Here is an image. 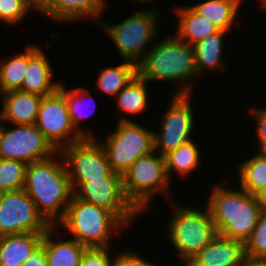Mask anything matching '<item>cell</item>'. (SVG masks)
Returning <instances> with one entry per match:
<instances>
[{
  "instance_id": "ba28073f",
  "label": "cell",
  "mask_w": 266,
  "mask_h": 266,
  "mask_svg": "<svg viewBox=\"0 0 266 266\" xmlns=\"http://www.w3.org/2000/svg\"><path fill=\"white\" fill-rule=\"evenodd\" d=\"M111 169L123 175L142 156L154 151V130L133 121L128 116L119 117L116 130L101 142Z\"/></svg>"
},
{
  "instance_id": "d590c367",
  "label": "cell",
  "mask_w": 266,
  "mask_h": 266,
  "mask_svg": "<svg viewBox=\"0 0 266 266\" xmlns=\"http://www.w3.org/2000/svg\"><path fill=\"white\" fill-rule=\"evenodd\" d=\"M21 266H48L47 255L44 247L40 245L37 249H35L27 258L26 262Z\"/></svg>"
},
{
  "instance_id": "d6986e66",
  "label": "cell",
  "mask_w": 266,
  "mask_h": 266,
  "mask_svg": "<svg viewBox=\"0 0 266 266\" xmlns=\"http://www.w3.org/2000/svg\"><path fill=\"white\" fill-rule=\"evenodd\" d=\"M44 234L19 233L0 237V265L21 266L41 245Z\"/></svg>"
},
{
  "instance_id": "7c38bea8",
  "label": "cell",
  "mask_w": 266,
  "mask_h": 266,
  "mask_svg": "<svg viewBox=\"0 0 266 266\" xmlns=\"http://www.w3.org/2000/svg\"><path fill=\"white\" fill-rule=\"evenodd\" d=\"M190 95H173L163 113L158 133L154 130V150L160 155L192 140L195 115Z\"/></svg>"
},
{
  "instance_id": "f35d334b",
  "label": "cell",
  "mask_w": 266,
  "mask_h": 266,
  "mask_svg": "<svg viewBox=\"0 0 266 266\" xmlns=\"http://www.w3.org/2000/svg\"><path fill=\"white\" fill-rule=\"evenodd\" d=\"M263 209H266V186L256 195Z\"/></svg>"
},
{
  "instance_id": "52a82bcc",
  "label": "cell",
  "mask_w": 266,
  "mask_h": 266,
  "mask_svg": "<svg viewBox=\"0 0 266 266\" xmlns=\"http://www.w3.org/2000/svg\"><path fill=\"white\" fill-rule=\"evenodd\" d=\"M122 177L126 197L141 214L148 211L155 194L170 196L165 158L155 150L139 157Z\"/></svg>"
},
{
  "instance_id": "ab89813d",
  "label": "cell",
  "mask_w": 266,
  "mask_h": 266,
  "mask_svg": "<svg viewBox=\"0 0 266 266\" xmlns=\"http://www.w3.org/2000/svg\"><path fill=\"white\" fill-rule=\"evenodd\" d=\"M133 1H136V2H139V3L141 2V3H143V4H144V3H148V4H149V3H151V2L155 3L156 0H133Z\"/></svg>"
},
{
  "instance_id": "9a60e30c",
  "label": "cell",
  "mask_w": 266,
  "mask_h": 266,
  "mask_svg": "<svg viewBox=\"0 0 266 266\" xmlns=\"http://www.w3.org/2000/svg\"><path fill=\"white\" fill-rule=\"evenodd\" d=\"M245 258L244 243L217 234L184 266H242Z\"/></svg>"
},
{
  "instance_id": "7402d4cb",
  "label": "cell",
  "mask_w": 266,
  "mask_h": 266,
  "mask_svg": "<svg viewBox=\"0 0 266 266\" xmlns=\"http://www.w3.org/2000/svg\"><path fill=\"white\" fill-rule=\"evenodd\" d=\"M64 85L65 83L61 81L58 86V90L65 97L69 110L70 120L75 131L82 138H97V136H94V133L93 134L91 133L92 131L89 132L88 130H85V128H81L80 126L82 125L81 121L83 119L93 114L94 111L93 109H95L96 107V103H94L95 101H92L94 100L93 96L91 95V93L87 88L85 89L82 87L79 88L76 87L72 89L71 88L67 89L66 86ZM84 103L87 106L89 105V107L87 108V106H85Z\"/></svg>"
},
{
  "instance_id": "e575fe53",
  "label": "cell",
  "mask_w": 266,
  "mask_h": 266,
  "mask_svg": "<svg viewBox=\"0 0 266 266\" xmlns=\"http://www.w3.org/2000/svg\"><path fill=\"white\" fill-rule=\"evenodd\" d=\"M113 266H160L142 258L134 250H123V252L116 253L113 257Z\"/></svg>"
},
{
  "instance_id": "8992f818",
  "label": "cell",
  "mask_w": 266,
  "mask_h": 266,
  "mask_svg": "<svg viewBox=\"0 0 266 266\" xmlns=\"http://www.w3.org/2000/svg\"><path fill=\"white\" fill-rule=\"evenodd\" d=\"M190 205L174 206L166 237L175 248L184 266L216 236L217 230L207 208L199 209Z\"/></svg>"
},
{
  "instance_id": "d6a6232c",
  "label": "cell",
  "mask_w": 266,
  "mask_h": 266,
  "mask_svg": "<svg viewBox=\"0 0 266 266\" xmlns=\"http://www.w3.org/2000/svg\"><path fill=\"white\" fill-rule=\"evenodd\" d=\"M110 247L88 248L81 259L79 266H113V257L110 256Z\"/></svg>"
},
{
  "instance_id": "4dcf8cb0",
  "label": "cell",
  "mask_w": 266,
  "mask_h": 266,
  "mask_svg": "<svg viewBox=\"0 0 266 266\" xmlns=\"http://www.w3.org/2000/svg\"><path fill=\"white\" fill-rule=\"evenodd\" d=\"M247 257L266 259V209L260 213L257 226L245 243Z\"/></svg>"
},
{
  "instance_id": "e0dca14e",
  "label": "cell",
  "mask_w": 266,
  "mask_h": 266,
  "mask_svg": "<svg viewBox=\"0 0 266 266\" xmlns=\"http://www.w3.org/2000/svg\"><path fill=\"white\" fill-rule=\"evenodd\" d=\"M0 122L14 125L35 124L42 96L21 90L2 94Z\"/></svg>"
},
{
  "instance_id": "d4e9b609",
  "label": "cell",
  "mask_w": 266,
  "mask_h": 266,
  "mask_svg": "<svg viewBox=\"0 0 266 266\" xmlns=\"http://www.w3.org/2000/svg\"><path fill=\"white\" fill-rule=\"evenodd\" d=\"M200 150L192 139L164 155L167 176L171 182L173 178L171 175L175 171L178 177L186 179L192 172L198 170L201 164Z\"/></svg>"
},
{
  "instance_id": "2e32d148",
  "label": "cell",
  "mask_w": 266,
  "mask_h": 266,
  "mask_svg": "<svg viewBox=\"0 0 266 266\" xmlns=\"http://www.w3.org/2000/svg\"><path fill=\"white\" fill-rule=\"evenodd\" d=\"M42 48L29 46L28 67L20 90L45 97L58 89L60 81L53 80L54 69Z\"/></svg>"
},
{
  "instance_id": "3957f363",
  "label": "cell",
  "mask_w": 266,
  "mask_h": 266,
  "mask_svg": "<svg viewBox=\"0 0 266 266\" xmlns=\"http://www.w3.org/2000/svg\"><path fill=\"white\" fill-rule=\"evenodd\" d=\"M237 189L216 183L206 206L218 234L245 244L257 226L263 207L255 195Z\"/></svg>"
},
{
  "instance_id": "277c9868",
  "label": "cell",
  "mask_w": 266,
  "mask_h": 266,
  "mask_svg": "<svg viewBox=\"0 0 266 266\" xmlns=\"http://www.w3.org/2000/svg\"><path fill=\"white\" fill-rule=\"evenodd\" d=\"M65 229L70 238L88 248H107L111 237L117 236L126 226L111 212L72 195L64 218L56 225Z\"/></svg>"
},
{
  "instance_id": "9c48e42d",
  "label": "cell",
  "mask_w": 266,
  "mask_h": 266,
  "mask_svg": "<svg viewBox=\"0 0 266 266\" xmlns=\"http://www.w3.org/2000/svg\"><path fill=\"white\" fill-rule=\"evenodd\" d=\"M60 153L66 164L72 190L91 179L122 176L111 169L104 148L97 138H82L63 148Z\"/></svg>"
},
{
  "instance_id": "83f0119b",
  "label": "cell",
  "mask_w": 266,
  "mask_h": 266,
  "mask_svg": "<svg viewBox=\"0 0 266 266\" xmlns=\"http://www.w3.org/2000/svg\"><path fill=\"white\" fill-rule=\"evenodd\" d=\"M148 82L138 75L115 97L116 109L125 115L143 113L149 106Z\"/></svg>"
},
{
  "instance_id": "6da1fadb",
  "label": "cell",
  "mask_w": 266,
  "mask_h": 266,
  "mask_svg": "<svg viewBox=\"0 0 266 266\" xmlns=\"http://www.w3.org/2000/svg\"><path fill=\"white\" fill-rule=\"evenodd\" d=\"M137 72L140 78L150 83H177L174 95H192L195 86L189 81L193 82L192 79L198 77L193 46L174 34L162 40L157 38L137 64Z\"/></svg>"
},
{
  "instance_id": "f546056e",
  "label": "cell",
  "mask_w": 266,
  "mask_h": 266,
  "mask_svg": "<svg viewBox=\"0 0 266 266\" xmlns=\"http://www.w3.org/2000/svg\"><path fill=\"white\" fill-rule=\"evenodd\" d=\"M27 164L0 158V193L24 188Z\"/></svg>"
},
{
  "instance_id": "4fadbf2b",
  "label": "cell",
  "mask_w": 266,
  "mask_h": 266,
  "mask_svg": "<svg viewBox=\"0 0 266 266\" xmlns=\"http://www.w3.org/2000/svg\"><path fill=\"white\" fill-rule=\"evenodd\" d=\"M50 227L24 189L0 193V237L19 233L45 234Z\"/></svg>"
},
{
  "instance_id": "1f68e13d",
  "label": "cell",
  "mask_w": 266,
  "mask_h": 266,
  "mask_svg": "<svg viewBox=\"0 0 266 266\" xmlns=\"http://www.w3.org/2000/svg\"><path fill=\"white\" fill-rule=\"evenodd\" d=\"M32 10L31 0H0V22L19 24Z\"/></svg>"
},
{
  "instance_id": "5b68a950",
  "label": "cell",
  "mask_w": 266,
  "mask_h": 266,
  "mask_svg": "<svg viewBox=\"0 0 266 266\" xmlns=\"http://www.w3.org/2000/svg\"><path fill=\"white\" fill-rule=\"evenodd\" d=\"M142 10L137 9L133 15L116 24L101 20L95 25L109 36L122 59L136 64L143 59L156 39L160 38L158 37L160 12L155 8Z\"/></svg>"
},
{
  "instance_id": "8fae6325",
  "label": "cell",
  "mask_w": 266,
  "mask_h": 266,
  "mask_svg": "<svg viewBox=\"0 0 266 266\" xmlns=\"http://www.w3.org/2000/svg\"><path fill=\"white\" fill-rule=\"evenodd\" d=\"M6 127L0 122V158L28 165L51 158L57 153L35 124Z\"/></svg>"
},
{
  "instance_id": "484cf974",
  "label": "cell",
  "mask_w": 266,
  "mask_h": 266,
  "mask_svg": "<svg viewBox=\"0 0 266 266\" xmlns=\"http://www.w3.org/2000/svg\"><path fill=\"white\" fill-rule=\"evenodd\" d=\"M96 85L103 93L116 97L137 75V64L123 60L116 66L105 67L99 71Z\"/></svg>"
},
{
  "instance_id": "5bb4252c",
  "label": "cell",
  "mask_w": 266,
  "mask_h": 266,
  "mask_svg": "<svg viewBox=\"0 0 266 266\" xmlns=\"http://www.w3.org/2000/svg\"><path fill=\"white\" fill-rule=\"evenodd\" d=\"M35 125L57 152L82 139L72 126L67 102L58 89L42 98Z\"/></svg>"
},
{
  "instance_id": "60d3db41",
  "label": "cell",
  "mask_w": 266,
  "mask_h": 266,
  "mask_svg": "<svg viewBox=\"0 0 266 266\" xmlns=\"http://www.w3.org/2000/svg\"><path fill=\"white\" fill-rule=\"evenodd\" d=\"M259 6L263 7V9H266V0H259Z\"/></svg>"
},
{
  "instance_id": "4316f807",
  "label": "cell",
  "mask_w": 266,
  "mask_h": 266,
  "mask_svg": "<svg viewBox=\"0 0 266 266\" xmlns=\"http://www.w3.org/2000/svg\"><path fill=\"white\" fill-rule=\"evenodd\" d=\"M238 165L240 188L256 196L266 186V153L257 151Z\"/></svg>"
},
{
  "instance_id": "ac0fdd59",
  "label": "cell",
  "mask_w": 266,
  "mask_h": 266,
  "mask_svg": "<svg viewBox=\"0 0 266 266\" xmlns=\"http://www.w3.org/2000/svg\"><path fill=\"white\" fill-rule=\"evenodd\" d=\"M58 229L56 226H51L41 241L47 255L48 266H79L88 247L72 238L63 240L60 237L55 240L53 237Z\"/></svg>"
},
{
  "instance_id": "7a4b0ae2",
  "label": "cell",
  "mask_w": 266,
  "mask_h": 266,
  "mask_svg": "<svg viewBox=\"0 0 266 266\" xmlns=\"http://www.w3.org/2000/svg\"><path fill=\"white\" fill-rule=\"evenodd\" d=\"M57 155L61 160H57ZM23 189L44 219L56 226L64 218L73 195L62 154L57 152L51 158L28 164Z\"/></svg>"
},
{
  "instance_id": "8d00e7d4",
  "label": "cell",
  "mask_w": 266,
  "mask_h": 266,
  "mask_svg": "<svg viewBox=\"0 0 266 266\" xmlns=\"http://www.w3.org/2000/svg\"><path fill=\"white\" fill-rule=\"evenodd\" d=\"M61 0H31L33 10L48 15Z\"/></svg>"
},
{
  "instance_id": "f1b7e54d",
  "label": "cell",
  "mask_w": 266,
  "mask_h": 266,
  "mask_svg": "<svg viewBox=\"0 0 266 266\" xmlns=\"http://www.w3.org/2000/svg\"><path fill=\"white\" fill-rule=\"evenodd\" d=\"M29 61V45L24 51L13 54L0 62V91L2 94L20 90Z\"/></svg>"
},
{
  "instance_id": "cb8c5ba5",
  "label": "cell",
  "mask_w": 266,
  "mask_h": 266,
  "mask_svg": "<svg viewBox=\"0 0 266 266\" xmlns=\"http://www.w3.org/2000/svg\"><path fill=\"white\" fill-rule=\"evenodd\" d=\"M242 1L245 2L244 0H205L190 6L220 30L229 32L234 29Z\"/></svg>"
},
{
  "instance_id": "44dd1931",
  "label": "cell",
  "mask_w": 266,
  "mask_h": 266,
  "mask_svg": "<svg viewBox=\"0 0 266 266\" xmlns=\"http://www.w3.org/2000/svg\"><path fill=\"white\" fill-rule=\"evenodd\" d=\"M106 0H61L47 15L57 22H74L89 19L93 24H99L105 10ZM102 13V14H101Z\"/></svg>"
},
{
  "instance_id": "603a6c76",
  "label": "cell",
  "mask_w": 266,
  "mask_h": 266,
  "mask_svg": "<svg viewBox=\"0 0 266 266\" xmlns=\"http://www.w3.org/2000/svg\"><path fill=\"white\" fill-rule=\"evenodd\" d=\"M227 31L218 30L217 32L208 35L205 39L193 45L195 54V63L198 71V76L207 71L219 72L225 70V62L222 59L224 47V37L228 36Z\"/></svg>"
},
{
  "instance_id": "836d02e7",
  "label": "cell",
  "mask_w": 266,
  "mask_h": 266,
  "mask_svg": "<svg viewBox=\"0 0 266 266\" xmlns=\"http://www.w3.org/2000/svg\"><path fill=\"white\" fill-rule=\"evenodd\" d=\"M248 115H251L255 121L254 133L258 140V151L266 153V107L248 108Z\"/></svg>"
},
{
  "instance_id": "30bf717a",
  "label": "cell",
  "mask_w": 266,
  "mask_h": 266,
  "mask_svg": "<svg viewBox=\"0 0 266 266\" xmlns=\"http://www.w3.org/2000/svg\"><path fill=\"white\" fill-rule=\"evenodd\" d=\"M73 195L113 213L126 227L142 216L126 197L122 176L84 181L73 190Z\"/></svg>"
},
{
  "instance_id": "ffe728a7",
  "label": "cell",
  "mask_w": 266,
  "mask_h": 266,
  "mask_svg": "<svg viewBox=\"0 0 266 266\" xmlns=\"http://www.w3.org/2000/svg\"><path fill=\"white\" fill-rule=\"evenodd\" d=\"M175 13L178 18V26L173 34L191 46L219 30L215 24L199 15L191 6L177 8Z\"/></svg>"
},
{
  "instance_id": "74e56055",
  "label": "cell",
  "mask_w": 266,
  "mask_h": 266,
  "mask_svg": "<svg viewBox=\"0 0 266 266\" xmlns=\"http://www.w3.org/2000/svg\"><path fill=\"white\" fill-rule=\"evenodd\" d=\"M242 266H266V259L245 258Z\"/></svg>"
}]
</instances>
